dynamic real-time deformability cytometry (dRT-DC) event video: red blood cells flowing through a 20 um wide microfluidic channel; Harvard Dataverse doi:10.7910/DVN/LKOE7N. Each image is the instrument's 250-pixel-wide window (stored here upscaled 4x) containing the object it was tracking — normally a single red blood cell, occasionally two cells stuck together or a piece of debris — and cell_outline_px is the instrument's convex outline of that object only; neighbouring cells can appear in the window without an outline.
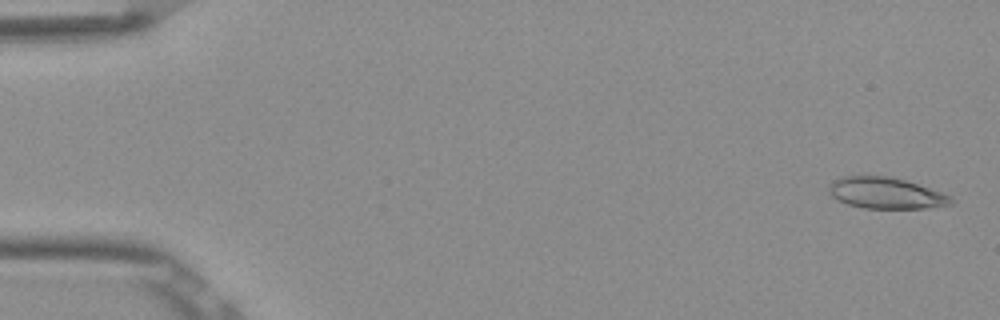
{"species": "Egyptian fruit bat (a non-hibernating species)", "species_latin": "Rousettus aegyptiacus", "temperature_condition": "room temperature", "stored_images_in_passage": 54, "camera_frame_rate_fps": 3000, "um_per_image_px": 0.085, "frame": {"image": 1, "passage_image": 2, "time_ms": 0.333, "image_size_px": [1000, 320], "cell_outline_px": [[956, 200], [952, 204], [924, 208], [864, 208], [848, 204], [836, 200], [828, 192], [828, 184], [832, 180], [840, 176], [892, 176], [952, 196]], "centroid_in_image_um": [75.25, 16.41], "position_along_channel_um": 9.7, "area_um2": 22.31}}
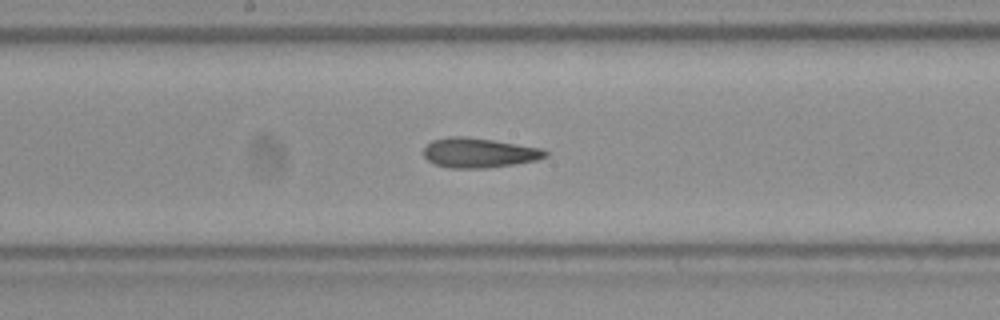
{"frame": {"image": 2, "passage_image": 28, "time_ms": 9.0, "image_size_px": [1000, 320], "cell_outline_px": [[548, 156], [536, 160], [512, 164], [484, 168], [448, 168], [436, 164], [428, 160], [424, 156], [424, 148], [432, 140], [448, 136], [464, 136], [492, 140], [544, 148], [548, 152]], "centroid_in_image_um": [40.72, 12.98], "position_along_channel_um": 207.5, "area_um2": 21.04}}
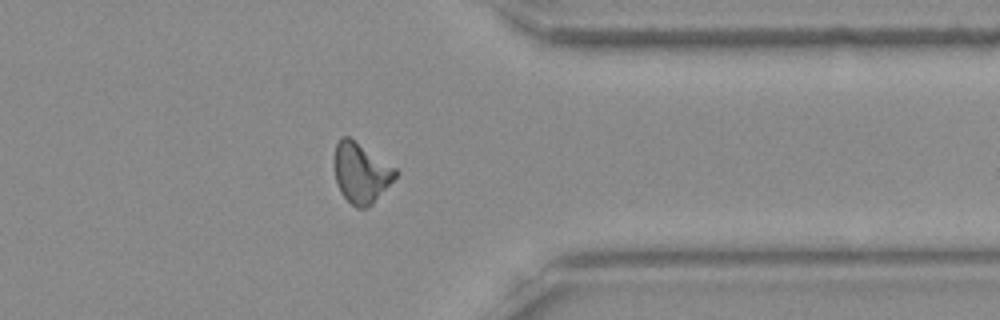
{"frame": {"image": 3, "passage_image": 42, "time_ms": 13.667, "image_size_px": [1000, 320], "cell_outline_px": [[400, 172], [372, 204], [368, 208], [356, 208], [340, 192], [336, 184], [332, 164], [332, 160], [336, 144], [340, 136], [348, 136], [396, 168]], "centroid_in_image_um": [30.64, 14.68], "position_along_channel_um": 380.8, "area_um2": 21.68}, "authors_computed_cell_mechanics": {"area_um2": 21.3571, "velocity_mm_per_s": 3.8924, "shape_relaxation_time_tau1_ms": null, "shape_relaxation_time_tau2_ms": 2.9605, "deformation_change_tau1": null, "deformation_change_tau2": 0.1074}}